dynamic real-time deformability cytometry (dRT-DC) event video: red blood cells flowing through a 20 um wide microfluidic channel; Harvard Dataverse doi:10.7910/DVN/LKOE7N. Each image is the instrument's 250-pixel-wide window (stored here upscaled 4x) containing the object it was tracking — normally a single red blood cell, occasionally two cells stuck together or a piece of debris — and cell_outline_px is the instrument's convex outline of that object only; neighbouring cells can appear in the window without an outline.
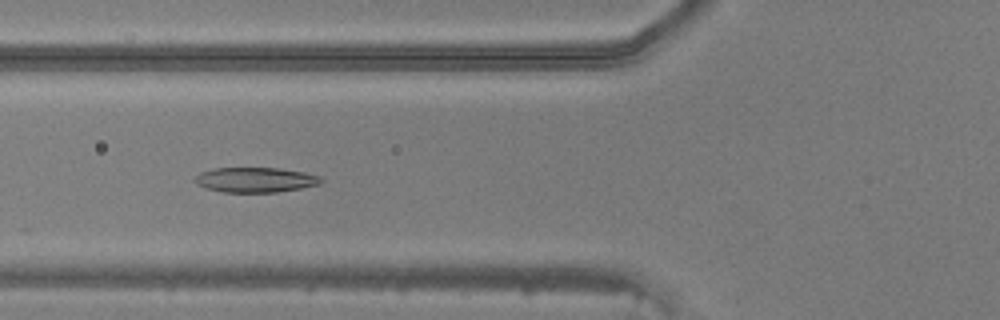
{"species": "common noctule bat (a hibernating species)", "species_latin": "Nyctalus noctula", "temperature_condition": "warm", "stored_images_in_passage": 45, "camera_frame_rate_fps": 3000, "um_per_image_px": 0.085, "animal": {"sex": "male", "body_mass_g": 20.5, "forearm_length_mm": 52.5}, "frame": {"image": 1, "passage_image": 15, "time_ms": 4.667, "image_size_px": [1000, 320], "cell_outline_px": [[324, 180], [320, 184], [300, 188], [276, 192], [224, 192], [204, 188], [196, 184], [192, 180], [200, 172], [212, 168], [280, 168], [304, 172], [320, 176]], "centroid_in_image_um": [21.68, 15.28], "position_along_channel_um": 104.1, "area_um2": 18.5}}
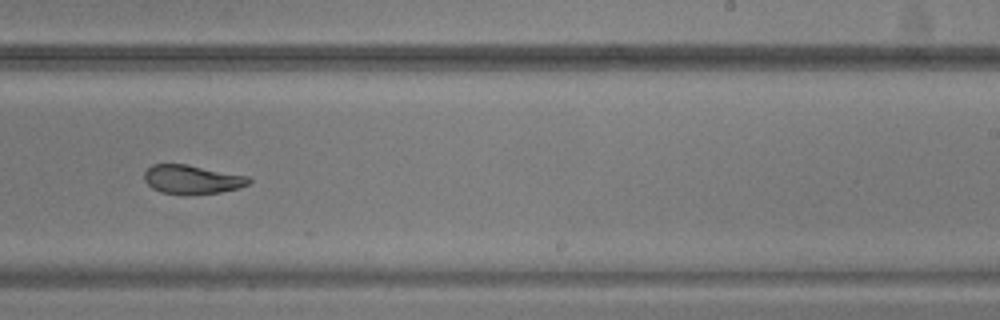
{"frame": {"image": 2, "passage_image": 27, "time_ms": 8.667, "image_size_px": [1000, 320], "cell_outline_px": [[252, 180], [248, 184], [236, 188], [220, 192], [184, 196], [160, 192], [152, 188], [144, 180], [144, 172], [152, 164], [188, 164], [248, 176]], "centroid_in_image_um": [16.29, 15.26], "position_along_channel_um": 272.7, "area_um2": 17.86}}
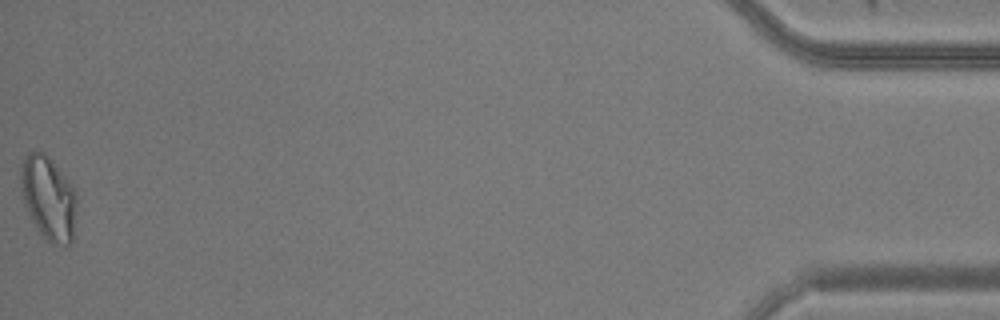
{"frame": {"image": 3, "passage_image": 45, "time_ms": 14.667, "image_size_px": [1000, 320], "cell_outline_px": [[76, 204], [72, 244], [52, 244], [40, 232], [32, 220], [28, 212], [24, 200], [20, 172], [24, 160], [28, 152], [44, 152], [52, 160], [72, 184], [76, 192]], "centroid_in_image_um": [4.15, 16.83], "position_along_channel_um": 431.1, "area_um2": 26.82}}